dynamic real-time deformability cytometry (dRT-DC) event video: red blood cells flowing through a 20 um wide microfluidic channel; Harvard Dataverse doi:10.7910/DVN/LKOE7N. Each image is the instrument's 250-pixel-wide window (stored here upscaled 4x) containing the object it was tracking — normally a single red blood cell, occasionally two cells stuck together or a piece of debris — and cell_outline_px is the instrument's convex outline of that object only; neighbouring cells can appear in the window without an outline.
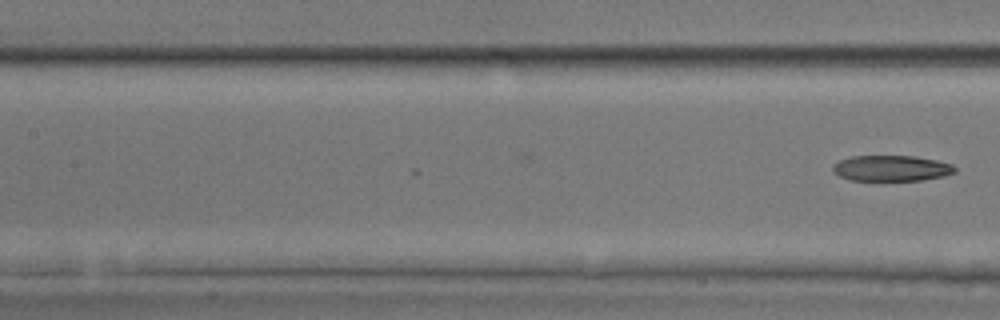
{"species": "common noctule bat (a hibernating species)", "species_latin": "Nyctalus noctula", "temperature_condition": "room temperature", "stored_images_in_passage": 22, "camera_frame_rate_fps": 3000, "um_per_image_px": 0.085, "animal": {"sex": "male", "body_mass_g": 17.9, "forearm_length_mm": 54.2}, "frame": {"image": 1, "passage_image": 22, "time_ms": 7.0, "image_size_px": [1000, 320], "cell_outline_px": [[956, 172], [944, 176], [920, 180], [848, 180], [832, 172], [832, 164], [840, 160], [852, 156], [916, 156], [936, 160], [952, 164], [956, 168]], "centroid_in_image_um": [75.75, 14.3], "position_along_channel_um": 131.6, "area_um2": 18.38}}